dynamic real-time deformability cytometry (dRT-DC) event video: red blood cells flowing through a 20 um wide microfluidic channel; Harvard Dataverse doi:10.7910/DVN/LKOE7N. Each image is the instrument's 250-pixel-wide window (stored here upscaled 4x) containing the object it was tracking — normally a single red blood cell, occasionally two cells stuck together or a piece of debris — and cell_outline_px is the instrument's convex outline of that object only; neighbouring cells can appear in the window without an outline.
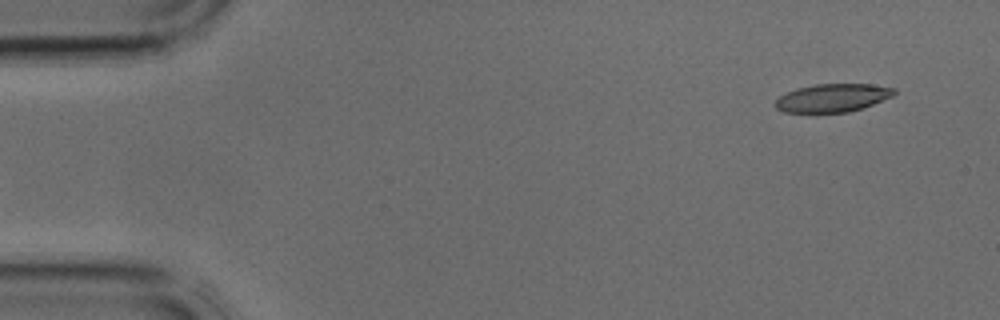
{"species": "common noctule bat (a hibernating species)", "species_latin": "Nyctalus noctula", "temperature_condition": "cold", "stored_images_in_passage": 2, "camera_frame_rate_fps": 3000, "um_per_image_px": 0.085, "animal": {"sex": "male", "body_mass_g": 17.9, "forearm_length_mm": 54.2}, "frame": {"image": 1, "passage_image": 2, "time_ms": 0.333, "image_size_px": [1000, 320], "cell_outline_px": [[896, 92], [892, 96], [872, 104], [848, 112], [784, 112], [776, 108], [776, 100], [780, 96], [796, 88], [816, 84], [872, 84], [896, 88]], "centroid_in_image_um": [70.78, 8.31], "position_along_channel_um": 14.2, "area_um2": 19.25}}